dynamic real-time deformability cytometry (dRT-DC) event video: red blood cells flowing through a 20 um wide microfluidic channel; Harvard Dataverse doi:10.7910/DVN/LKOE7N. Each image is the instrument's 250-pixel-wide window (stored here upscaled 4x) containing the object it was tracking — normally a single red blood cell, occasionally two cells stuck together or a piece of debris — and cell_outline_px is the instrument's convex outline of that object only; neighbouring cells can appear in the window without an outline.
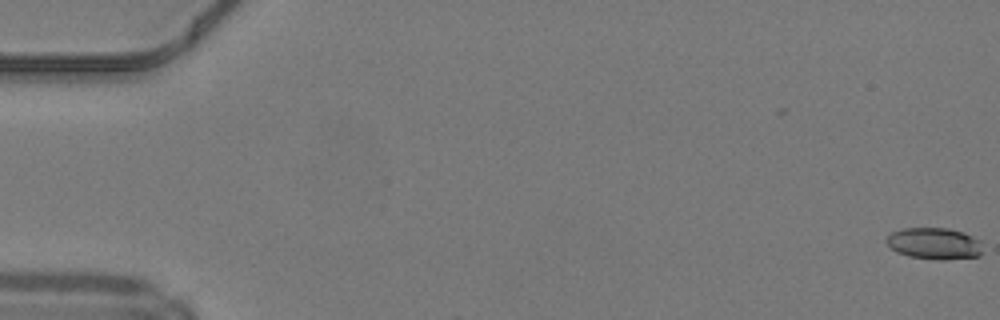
{"species": "common noctule bat (a hibernating species)", "species_latin": "Nyctalus noctula", "temperature_condition": "warm", "stored_images_in_passage": 3, "camera_frame_rate_fps": 3000, "um_per_image_px": 0.085, "animal": {"sex": "male", "body_mass_g": 19.2, "forearm_length_mm": 51.8}, "frame": {"image": 1, "passage_image": 1, "time_ms": 0.0, "image_size_px": [1000, 320], "cell_outline_px": [[984, 252], [980, 256], [944, 260], [940, 260], [908, 256], [896, 252], [888, 244], [888, 236], [892, 232], [904, 228], [948, 228], [964, 232], [980, 240]], "centroid_in_image_um": [79.48, 20.7], "position_along_channel_um": 5.5, "area_um2": 17.8}}